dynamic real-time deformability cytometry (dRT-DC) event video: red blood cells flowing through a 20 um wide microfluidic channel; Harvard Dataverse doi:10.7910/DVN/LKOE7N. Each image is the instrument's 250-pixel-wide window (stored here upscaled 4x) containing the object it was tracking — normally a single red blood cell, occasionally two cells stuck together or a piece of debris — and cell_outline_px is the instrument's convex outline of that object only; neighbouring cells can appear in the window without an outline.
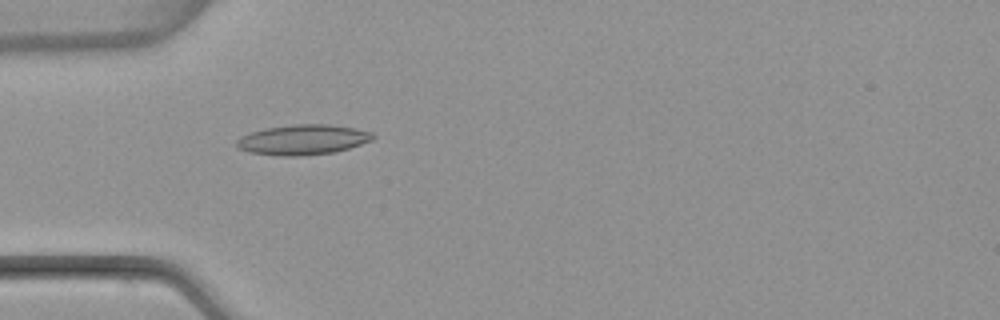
{"species": "common noctule bat (a hibernating species)", "species_latin": "Nyctalus noctula", "temperature_condition": "warm", "stored_images_in_passage": 5, "camera_frame_rate_fps": 3000, "um_per_image_px": 0.085, "animal": {"sex": "female", "body_mass_g": 22.7, "forearm_length_mm": 54.2}, "frame": {"image": 1, "passage_image": 5, "time_ms": 5.0, "image_size_px": [1000, 320], "cell_outline_px": [[376, 136], [372, 140], [348, 148], [332, 152], [300, 156], [284, 156], [248, 152], [236, 148], [236, 140], [240, 136], [264, 128], [292, 124], [328, 124], [356, 128], [372, 132]], "centroid_in_image_um": [25.72, 11.86], "position_along_channel_um": 59.3, "area_um2": 23.99}}